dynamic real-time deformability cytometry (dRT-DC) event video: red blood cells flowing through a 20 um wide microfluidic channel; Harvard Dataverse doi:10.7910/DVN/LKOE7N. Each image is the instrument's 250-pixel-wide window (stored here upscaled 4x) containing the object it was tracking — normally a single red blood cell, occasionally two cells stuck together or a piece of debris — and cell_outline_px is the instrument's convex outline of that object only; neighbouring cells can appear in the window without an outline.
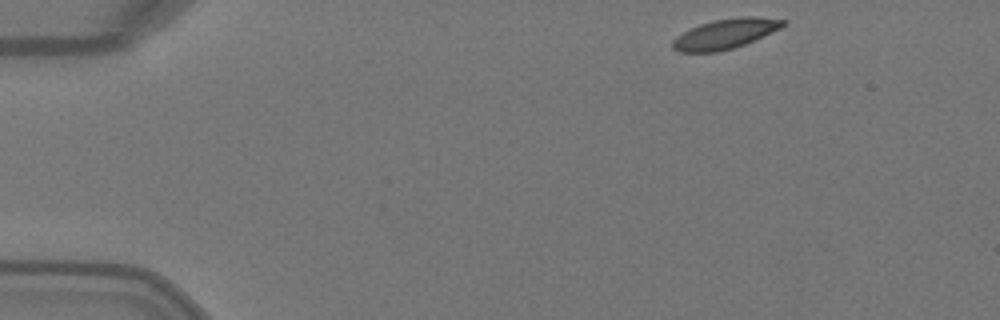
{"species": "Egyptian fruit bat (a non-hibernating species)", "species_latin": "Rousettus aegyptiacus", "temperature_condition": "warm", "stored_images_in_passage": 4, "camera_frame_rate_fps": 3000, "um_per_image_px": 0.085, "animal": {"sex": "female"}, "frame": {"image": 1, "passage_image": 1, "time_ms": 0.0, "image_size_px": [1000, 320], "cell_outline_px": [[788, 24], [780, 28], [744, 44], [732, 48], [716, 52], [680, 52], [672, 48], [672, 40], [676, 36], [700, 24], [716, 20], [740, 16], [756, 16], [788, 20]], "centroid_in_image_um": [61.66, 2.86], "position_along_channel_um": 23.3, "area_um2": 19.07}}
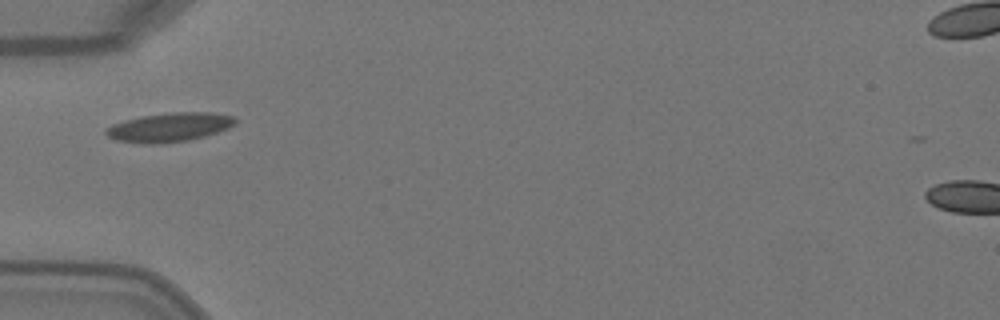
{"frame": {"image": 2, "passage_image": 4, "time_ms": 1.0, "image_size_px": [1000, 320], "cell_outline_px": [[236, 124], [228, 128], [204, 136], [188, 140], [160, 144], [140, 144], [116, 140], [108, 136], [104, 132], [104, 128], [112, 124], [124, 120], [140, 116], [168, 112], [212, 112], [236, 116]], "centroid_in_image_um": [14.38, 10.81], "position_along_channel_um": 70.6, "area_um2": 22.2}}